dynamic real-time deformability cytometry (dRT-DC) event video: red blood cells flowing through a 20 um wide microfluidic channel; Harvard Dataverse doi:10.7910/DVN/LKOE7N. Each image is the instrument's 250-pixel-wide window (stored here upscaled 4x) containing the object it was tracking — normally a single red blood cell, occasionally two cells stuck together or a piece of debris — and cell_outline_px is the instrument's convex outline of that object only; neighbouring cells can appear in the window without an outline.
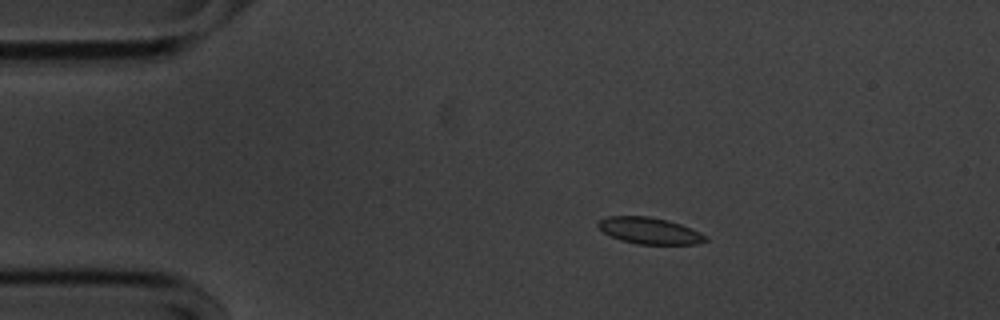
{"species": "common noctule bat (a hibernating species)", "species_latin": "Nyctalus noctula", "temperature_condition": "cold", "stored_images_in_passage": 47, "camera_frame_rate_fps": 3000, "um_per_image_px": 0.085, "animal": {"sex": "male", "body_mass_g": 20.1, "forearm_length_mm": 53.5}, "frame": {"image": 1, "passage_image": 1, "time_ms": 0.0, "image_size_px": [1000, 320], "cell_outline_px": [[708, 240], [696, 244], [636, 244], [620, 240], [604, 232], [596, 224], [600, 220], [608, 216], [648, 216], [668, 220], [680, 224], [700, 232], [708, 236]], "centroid_in_image_um": [55.23, 19.61], "position_along_channel_um": 29.8, "area_um2": 16.53}}
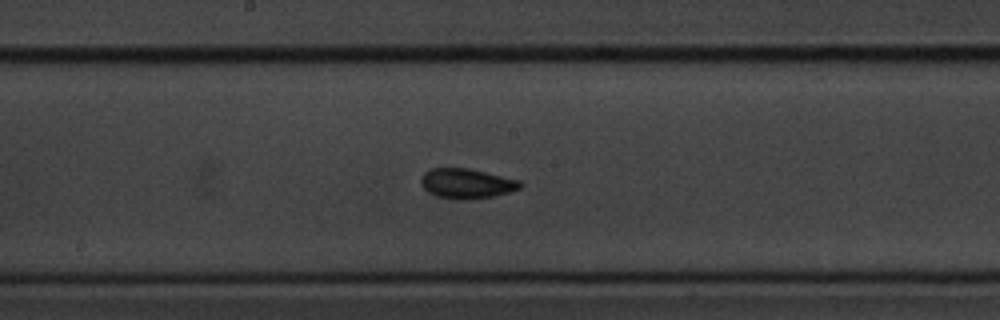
{"frame": {"image": 2, "passage_image": 20, "time_ms": 6.333, "image_size_px": [1000, 320], "cell_outline_px": [[524, 184], [520, 188], [496, 196], [468, 200], [456, 200], [436, 196], [428, 192], [420, 184], [420, 180], [424, 172], [432, 168], [472, 168], [520, 180]], "centroid_in_image_um": [39.67, 15.6], "position_along_channel_um": 208.5, "area_um2": 17.69}}
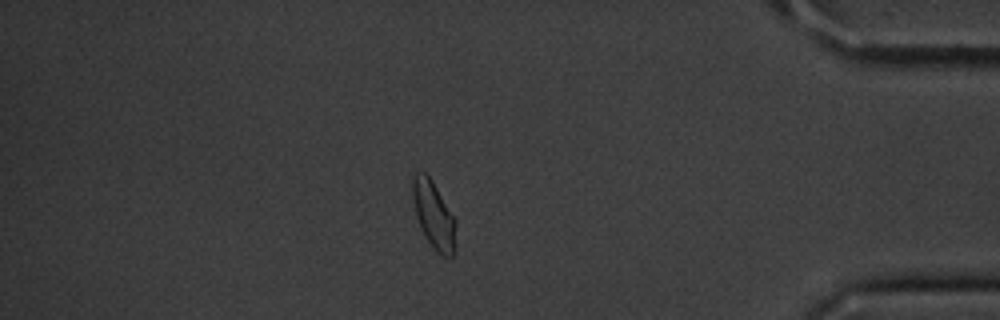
{"frame": {"image": 3, "passage_image": 39, "time_ms": 12.667, "image_size_px": [1000, 320], "cell_outline_px": [[456, 252], [452, 256], [444, 256], [436, 252], [424, 236], [416, 216], [412, 200], [412, 180], [416, 172], [424, 172], [432, 180], [456, 220]], "centroid_in_image_um": [36.88, 18.31], "position_along_channel_um": 398.3, "area_um2": 17.17}, "authors_computed_cell_mechanics": {"area_um2": 16.8198, "velocity_mm_per_s": 3.5723, "shape_relaxation_time_tau1_ms": 2.2083, "shape_relaxation_time_tau2_ms": 1.4448, "deformation_change_tau1": 0.0855, "deformation_change_tau2": 0.0434}}